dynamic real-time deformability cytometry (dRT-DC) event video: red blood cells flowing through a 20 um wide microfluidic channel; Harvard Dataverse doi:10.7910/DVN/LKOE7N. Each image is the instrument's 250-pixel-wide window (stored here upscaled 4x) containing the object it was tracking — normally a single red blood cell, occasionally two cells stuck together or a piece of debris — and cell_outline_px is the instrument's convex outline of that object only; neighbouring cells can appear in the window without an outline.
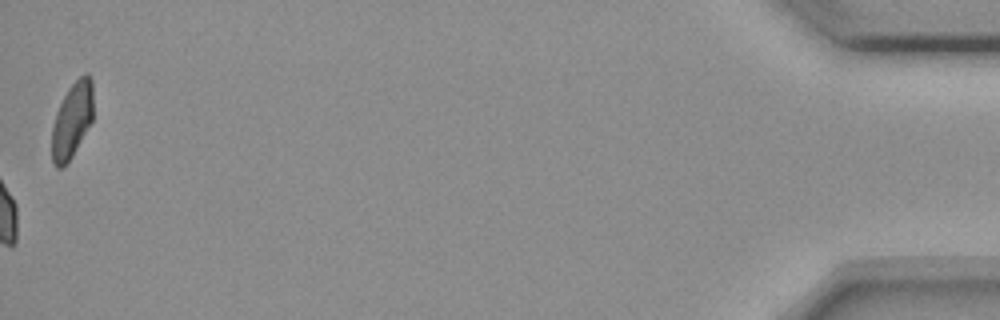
{"species": "common noctule bat (a hibernating species)", "species_latin": "Nyctalus noctula", "temperature_condition": "room temperature", "stored_images_in_passage": 58, "camera_frame_rate_fps": 3000, "um_per_image_px": 0.085, "animal": {"sex": "female", "body_mass_g": 18.4}, "frame": {"image": 1, "passage_image": 58, "time_ms": 19.0, "image_size_px": [1000, 320], "cell_outline_px": [[92, 120], [72, 156], [60, 168], [56, 168], [52, 164], [52, 128], [56, 112], [68, 88], [84, 72], [88, 72], [92, 80]], "centroid_in_image_um": [6.12, 10.19], "position_along_channel_um": 429.1, "area_um2": 17.98}, "authors_computed_cell_mechanics": {"area_um2": 19.2474, "velocity_mm_per_s": 3.6178, "shape_relaxation_time_tau1_ms": null, "shape_relaxation_time_tau2_ms": 1.5785, "deformation_change_tau1": null, "deformation_change_tau2": 0.0552}}